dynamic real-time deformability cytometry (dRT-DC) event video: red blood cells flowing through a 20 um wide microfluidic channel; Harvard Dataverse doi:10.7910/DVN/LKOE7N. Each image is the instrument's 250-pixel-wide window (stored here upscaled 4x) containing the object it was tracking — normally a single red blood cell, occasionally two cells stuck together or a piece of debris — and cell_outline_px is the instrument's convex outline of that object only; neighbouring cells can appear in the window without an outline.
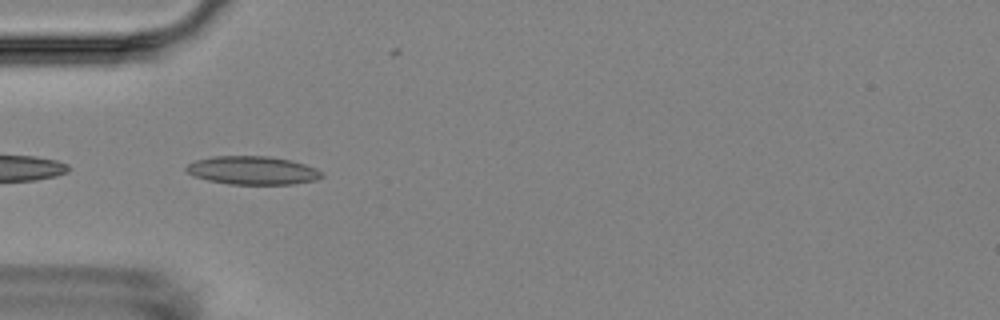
{"species": "Egyptian fruit bat (a non-hibernating species)", "species_latin": "Rousettus aegyptiacus", "temperature_condition": "room temperature", "stored_images_in_passage": 6, "camera_frame_rate_fps": 3000, "um_per_image_px": 0.085, "animal": {"sex": "female"}, "frame": {"image": 1, "passage_image": 3, "time_ms": 2.667, "image_size_px": [1000, 320], "cell_outline_px": [[324, 176], [316, 180], [292, 184], [228, 184], [208, 180], [196, 176], [188, 172], [184, 168], [188, 164], [196, 160], [212, 156], [268, 156], [292, 160], [316, 168]], "centroid_in_image_um": [21.48, 14.48], "position_along_channel_um": 63.5, "area_um2": 22.31}}
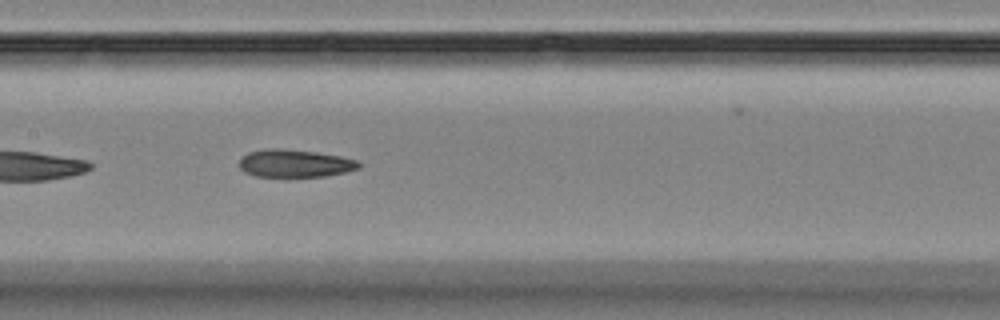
{"frame": {"image": 2, "passage_image": 6, "time_ms": 6.0, "image_size_px": [1000, 320], "cell_outline_px": [[360, 168], [344, 172], [324, 176], [256, 176], [244, 172], [240, 168], [240, 160], [248, 152], [268, 148], [280, 148], [316, 152], [340, 156], [356, 160], [360, 164]], "centroid_in_image_um": [25.05, 13.88], "position_along_channel_um": 182.4, "area_um2": 19.07}}